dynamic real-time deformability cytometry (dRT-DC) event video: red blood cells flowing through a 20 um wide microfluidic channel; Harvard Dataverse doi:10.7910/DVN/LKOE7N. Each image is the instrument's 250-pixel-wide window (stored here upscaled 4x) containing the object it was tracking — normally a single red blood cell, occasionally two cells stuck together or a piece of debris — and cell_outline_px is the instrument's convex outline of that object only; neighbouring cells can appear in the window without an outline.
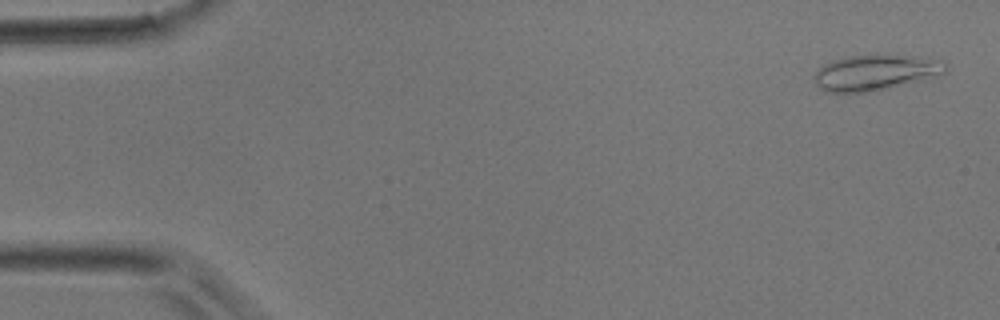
{"species": "common noctule bat (a hibernating species)", "species_latin": "Nyctalus noctula", "temperature_condition": "room temperature", "stored_images_in_passage": 4, "camera_frame_rate_fps": 3000, "um_per_image_px": 0.085, "animal": {"sex": "male", "body_mass_g": 17.9}, "frame": {"image": 1, "passage_image": 1, "time_ms": 0.0, "image_size_px": [1000, 320], "cell_outline_px": [[944, 72], [920, 80], [888, 88], [868, 92], [828, 92], [820, 88], [816, 84], [812, 76], [824, 64], [832, 60], [848, 56], [876, 52], [944, 60]], "centroid_in_image_um": [74.34, 6.12], "position_along_channel_um": 10.7, "area_um2": 27.4}}
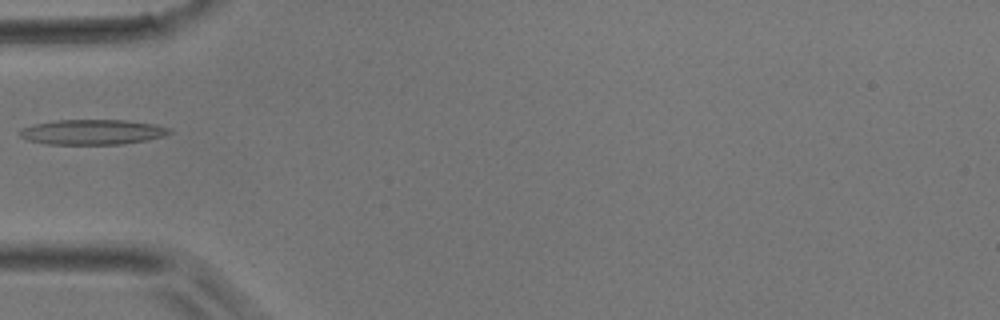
{"frame": {"image": 2, "passage_image": 4, "time_ms": 1.0, "image_size_px": [1000, 320], "cell_outline_px": [[172, 132], [164, 136], [124, 144], [44, 144], [28, 140], [20, 136], [20, 128], [36, 124], [56, 120], [124, 120], [156, 124], [168, 128]], "centroid_in_image_um": [7.84, 11.22], "position_along_channel_um": 77.2, "area_um2": 21.79}}